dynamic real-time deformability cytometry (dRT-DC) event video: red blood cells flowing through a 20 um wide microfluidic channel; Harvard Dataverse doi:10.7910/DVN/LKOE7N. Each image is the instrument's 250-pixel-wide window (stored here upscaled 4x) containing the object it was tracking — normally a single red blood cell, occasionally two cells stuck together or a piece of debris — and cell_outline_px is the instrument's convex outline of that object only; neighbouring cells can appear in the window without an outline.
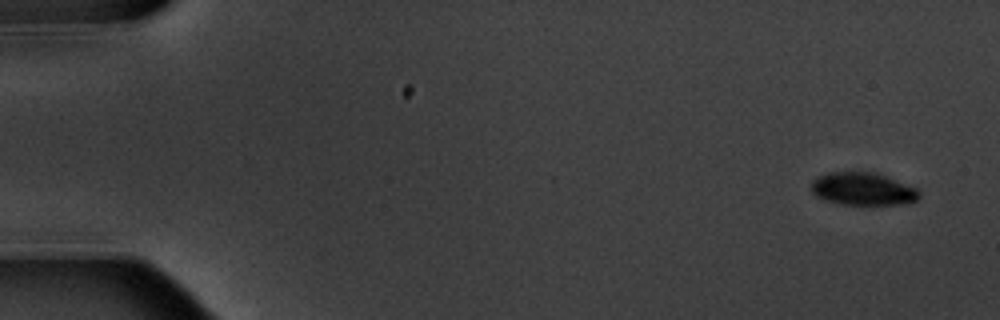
{"species": "common noctule bat (a hibernating species)", "species_latin": "Nyctalus noctula", "temperature_condition": "warm", "stored_images_in_passage": 6, "segment_of_instrument_passage": [1, 2], "camera_frame_rate_fps": 3000, "um_per_image_px": 0.085, "animal": {"sex": "male", "body_mass_g": 20.1, "forearm_length_mm": 53.5}, "frame": {"image": 1, "passage_image": 1, "time_ms": 0.0, "image_size_px": [1000, 320], "cell_outline_px": [[920, 196], [916, 200], [900, 204], [872, 208], [840, 204], [824, 200], [816, 196], [808, 188], [812, 180], [816, 176], [828, 172], [876, 172], [916, 188], [920, 192]], "centroid_in_image_um": [73.29, 16.1], "position_along_channel_um": 11.7, "area_um2": 21.56}}